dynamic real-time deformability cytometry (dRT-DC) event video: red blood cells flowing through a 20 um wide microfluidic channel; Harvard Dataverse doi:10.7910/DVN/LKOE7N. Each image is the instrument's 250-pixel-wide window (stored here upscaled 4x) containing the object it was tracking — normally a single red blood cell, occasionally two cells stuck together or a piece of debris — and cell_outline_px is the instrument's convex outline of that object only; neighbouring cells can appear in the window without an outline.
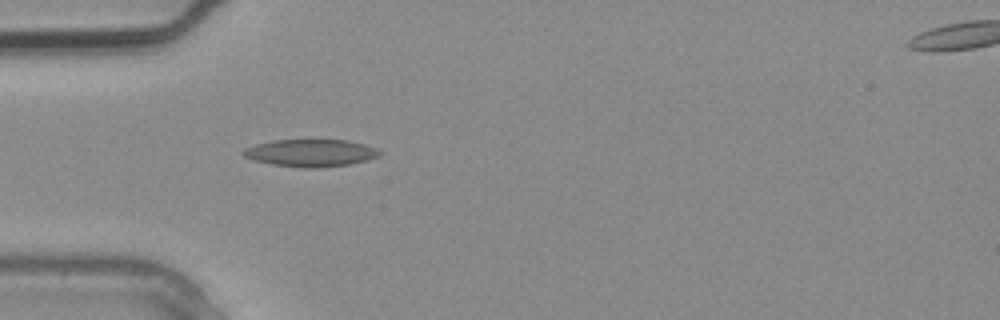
{"species": "common noctule bat (a hibernating species)", "species_latin": "Nyctalus noctula", "temperature_condition": "warm", "stored_images_in_passage": 2, "segment_of_instrument_passage": [1, 2], "camera_frame_rate_fps": 3000, "um_per_image_px": 0.085, "animal": {"sex": "male", "body_mass_g": 20.4}, "frame": {"image": 1, "passage_image": 1, "time_ms": 0.0, "image_size_px": [1000, 320], "cell_outline_px": [[384, 152], [380, 156], [368, 160], [348, 164], [316, 168], [304, 168], [272, 164], [256, 160], [244, 156], [240, 152], [244, 148], [256, 144], [272, 140], [312, 136], [348, 140], [364, 144], [376, 148]], "centroid_in_image_um": [26.44, 12.93], "position_along_channel_um": 58.6, "area_um2": 22.83}}